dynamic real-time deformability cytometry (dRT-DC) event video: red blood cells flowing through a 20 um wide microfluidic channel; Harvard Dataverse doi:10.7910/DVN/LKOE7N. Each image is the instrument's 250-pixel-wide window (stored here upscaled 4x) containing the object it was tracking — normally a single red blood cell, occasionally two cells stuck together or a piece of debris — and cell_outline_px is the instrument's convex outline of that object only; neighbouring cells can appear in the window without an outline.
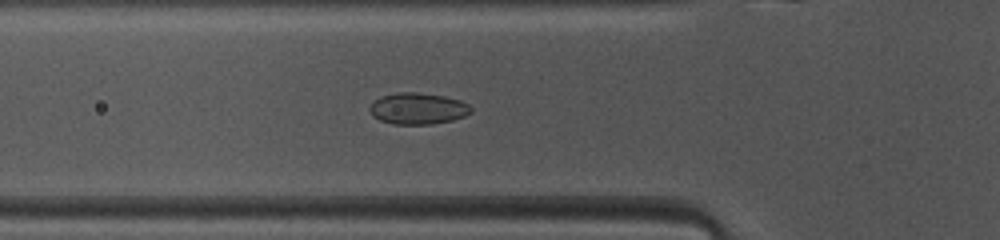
{"species": "common noctule bat (a hibernating species)", "species_latin": "Nyctalus noctula", "temperature_condition": "warm", "stored_images_in_passage": 43, "camera_frame_rate_fps": 3000, "um_per_image_px": 0.085, "animal": {"sex": "female", "body_mass_g": 10.0, "forearm_length_mm": 53.1}, "frame": {"image": 1, "passage_image": 11, "time_ms": 3.333, "image_size_px": [1000, 240], "cell_outline_px": [[472, 112], [464, 116], [452, 120], [432, 124], [392, 124], [380, 120], [372, 116], [368, 108], [380, 96], [400, 92], [416, 92], [444, 96], [460, 100], [468, 104], [472, 108]], "centroid_in_image_um": [35.52, 9.23], "position_along_channel_um": 90.3, "area_um2": 18.55}}
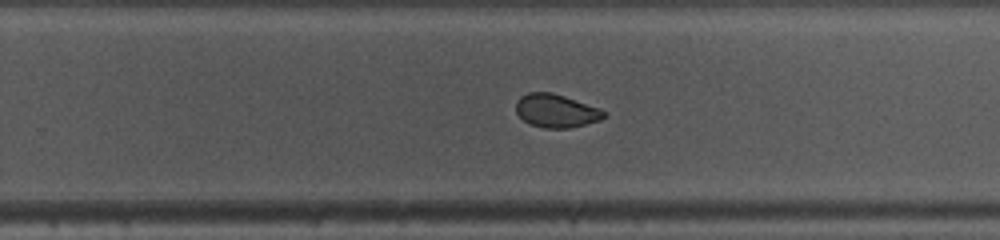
{"frame": {"image": 2, "passage_image": 25, "time_ms": 8.0, "image_size_px": [1000, 240], "cell_outline_px": [[608, 112], [600, 120], [568, 128], [544, 128], [528, 124], [516, 112], [516, 100], [520, 96], [528, 92], [552, 92], [600, 108]], "centroid_in_image_um": [47.25, 9.41], "position_along_channel_um": 282.6, "area_um2": 17.11}}
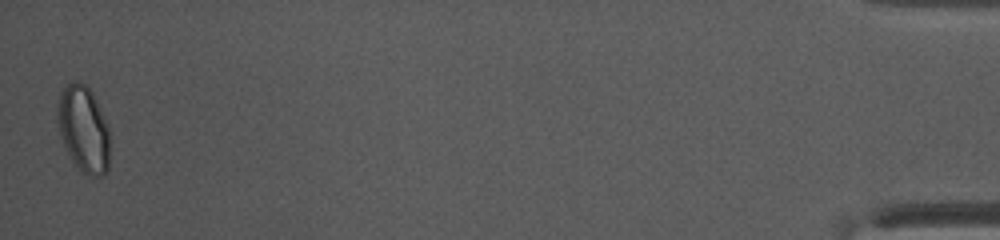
{"frame": {"image": 3, "passage_image": 43, "time_ms": 14.0, "image_size_px": [1000, 240], "cell_outline_px": [[108, 172], [104, 176], [88, 176], [80, 172], [64, 148], [60, 136], [56, 120], [56, 104], [60, 92], [72, 80], [80, 80], [92, 92], [104, 116], [108, 128]], "centroid_in_image_um": [7.06, 10.97], "position_along_channel_um": 428.1, "area_um2": 26.82}, "authors_computed_cell_mechanics": {"area_um2": 18.6694, "velocity_mm_per_s": 4.1126, "shape_relaxation_time_tau1_ms": 4.224, "shape_relaxation_time_tau2_ms": 1.7485, "deformation_change_tau1": 0.1041, "deformation_change_tau2": 0.043}}